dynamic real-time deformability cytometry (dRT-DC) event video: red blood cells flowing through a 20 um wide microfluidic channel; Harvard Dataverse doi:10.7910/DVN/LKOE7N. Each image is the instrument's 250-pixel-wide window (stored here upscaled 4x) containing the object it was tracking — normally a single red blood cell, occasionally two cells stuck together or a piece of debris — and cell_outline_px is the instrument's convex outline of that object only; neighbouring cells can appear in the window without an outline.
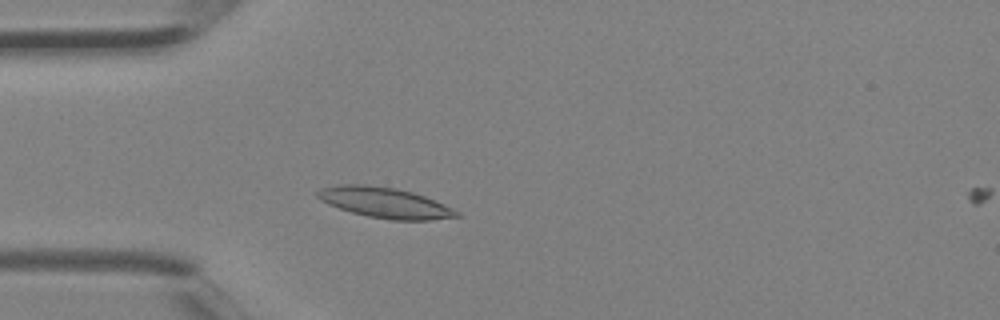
{"species": "Egyptian fruit bat (a non-hibernating species)", "species_latin": "Rousettus aegyptiacus", "temperature_condition": "room temperature", "stored_images_in_passage": 3, "camera_frame_rate_fps": 3000, "um_per_image_px": 0.085, "animal": {"sex": "female"}, "frame": {"image": 1, "passage_image": 3, "time_ms": 0.667, "image_size_px": [1000, 320], "cell_outline_px": [[460, 216], [432, 220], [392, 220], [368, 216], [352, 212], [328, 204], [320, 200], [316, 196], [316, 192], [320, 188], [340, 184], [364, 184], [396, 188], [412, 192], [424, 196], [444, 204], [460, 212]], "centroid_in_image_um": [32.7, 17.22], "position_along_channel_um": 52.3, "area_um2": 24.68}}